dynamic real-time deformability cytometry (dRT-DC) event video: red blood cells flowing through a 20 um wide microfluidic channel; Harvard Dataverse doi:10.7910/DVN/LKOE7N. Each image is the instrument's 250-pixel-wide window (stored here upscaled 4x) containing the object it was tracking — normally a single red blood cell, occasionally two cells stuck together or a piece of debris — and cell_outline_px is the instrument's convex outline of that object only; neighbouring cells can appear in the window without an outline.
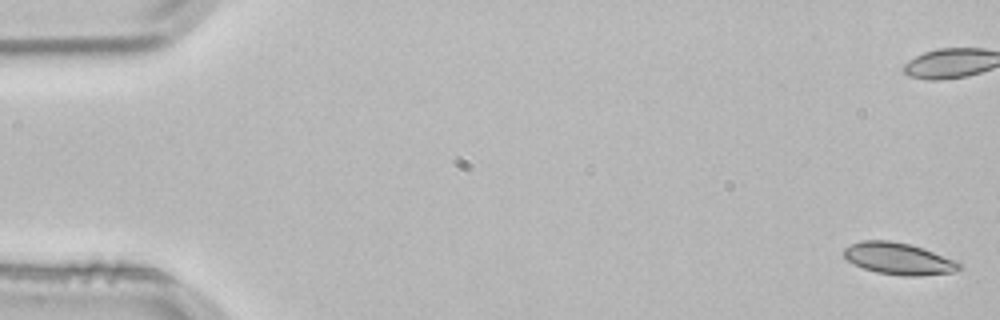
{"species": "common noctule bat (a hibernating species)", "species_latin": "Nyctalus noctula", "temperature_condition": "room temperature", "stored_images_in_passage": 5, "camera_frame_rate_fps": 3000, "um_per_image_px": 0.085, "animal": {"sex": "male", "body_mass_g": 21.5, "forearm_length_mm": 52.0}, "frame": {"image": 1, "passage_image": 1, "time_ms": 0.0, "image_size_px": [1000, 320], "cell_outline_px": [[964, 268], [952, 272], [920, 276], [900, 276], [876, 272], [864, 268], [848, 260], [844, 256], [844, 248], [860, 240], [888, 240], [912, 244], [956, 260], [964, 264]], "centroid_in_image_um": [76.44, 21.99], "position_along_channel_um": 8.6, "area_um2": 21.56}}